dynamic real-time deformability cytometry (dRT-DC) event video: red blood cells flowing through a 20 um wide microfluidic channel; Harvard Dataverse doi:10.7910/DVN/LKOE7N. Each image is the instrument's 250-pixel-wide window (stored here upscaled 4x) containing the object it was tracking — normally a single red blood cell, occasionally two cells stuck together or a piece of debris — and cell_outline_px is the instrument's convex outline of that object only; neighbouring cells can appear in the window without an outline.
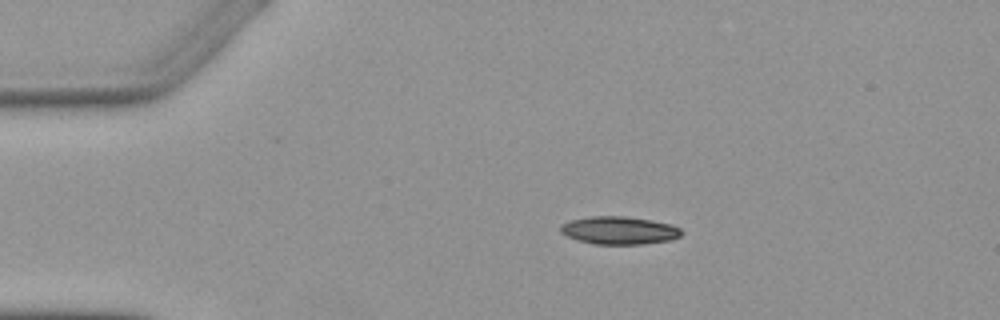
{"species": "Egyptian fruit bat (a non-hibernating species)", "species_latin": "Rousettus aegyptiacus", "temperature_condition": "warm", "stored_images_in_passage": 3, "camera_frame_rate_fps": 3000, "um_per_image_px": 0.085, "animal": {"sex": "female"}, "frame": {"image": 1, "passage_image": 2, "time_ms": 1.333, "image_size_px": [1000, 320], "cell_outline_px": [[684, 232], [680, 236], [672, 240], [644, 244], [596, 244], [576, 240], [560, 232], [560, 224], [572, 220], [592, 216], [624, 216], [652, 220], [672, 224], [680, 228]], "centroid_in_image_um": [52.66, 19.58], "position_along_channel_um": 32.3, "area_um2": 19.77}}